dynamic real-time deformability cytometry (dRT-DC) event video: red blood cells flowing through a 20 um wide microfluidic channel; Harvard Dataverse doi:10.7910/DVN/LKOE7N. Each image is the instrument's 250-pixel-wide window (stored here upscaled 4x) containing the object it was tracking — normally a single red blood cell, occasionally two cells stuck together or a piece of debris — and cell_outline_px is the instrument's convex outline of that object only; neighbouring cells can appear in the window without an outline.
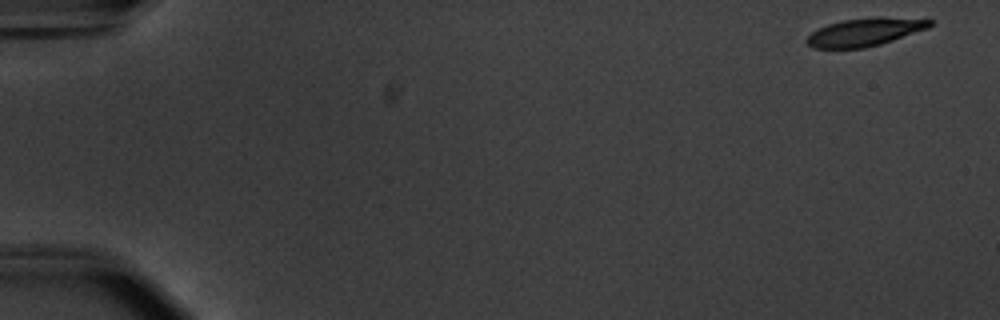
{"species": "common noctule bat (a hibernating species)", "species_latin": "Nyctalus noctula", "temperature_condition": "warm", "stored_images_in_passage": 53, "camera_frame_rate_fps": 3000, "um_per_image_px": 0.085, "animal": {"sex": "male", "body_mass_g": 20.1, "forearm_length_mm": 53.5}, "frame": {"image": 1, "passage_image": 1, "time_ms": 0.0, "image_size_px": [1000, 320], "cell_outline_px": [[932, 24], [928, 28], [880, 44], [864, 48], [812, 48], [804, 40], [812, 32], [828, 24], [840, 20], [932, 20]], "centroid_in_image_um": [73.36, 2.8], "position_along_channel_um": 11.6, "area_um2": 18.61}}
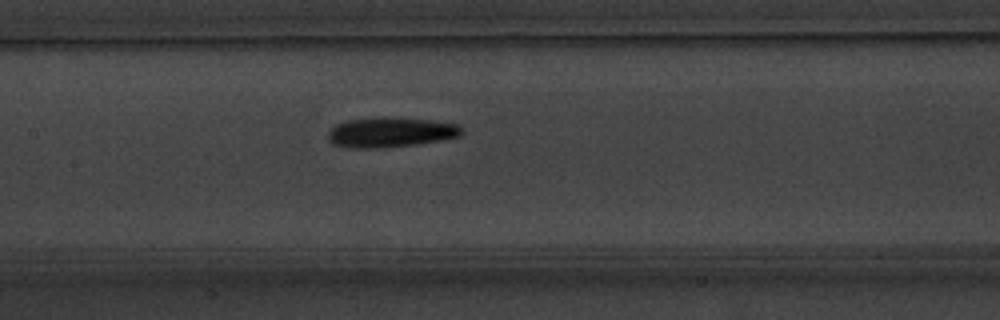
{"frame": {"image": 2, "passage_image": 26, "time_ms": 8.333, "image_size_px": [1000, 320], "cell_outline_px": [[464, 132], [460, 136], [440, 140], [416, 144], [380, 148], [344, 148], [332, 144], [328, 140], [328, 132], [336, 124], [348, 120], [376, 116], [384, 116], [436, 120], [460, 124], [464, 128]], "centroid_in_image_um": [33.22, 11.23], "position_along_channel_um": 174.2, "area_um2": 23.99}}
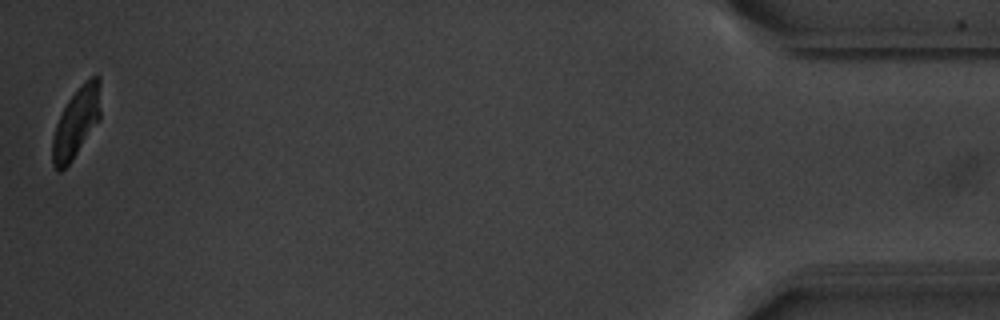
{"frame": {"image": 3, "passage_image": 53, "time_ms": 17.333, "image_size_px": [1000, 320], "cell_outline_px": [[100, 120], [72, 160], [60, 172], [52, 164], [52, 140], [56, 124], [68, 100], [92, 76], [100, 76]], "centroid_in_image_um": [6.49, 10.45], "position_along_channel_um": 428.7, "area_um2": 19.25}, "authors_computed_cell_mechanics": {"area_um2": 21.675, "velocity_mm_per_s": 3.7577, "shape_relaxation_time_tau1_ms": 3.1072, "shape_relaxation_time_tau2_ms": 2.131, "deformation_change_tau1": 0.141, "deformation_change_tau2": 0.0918}}